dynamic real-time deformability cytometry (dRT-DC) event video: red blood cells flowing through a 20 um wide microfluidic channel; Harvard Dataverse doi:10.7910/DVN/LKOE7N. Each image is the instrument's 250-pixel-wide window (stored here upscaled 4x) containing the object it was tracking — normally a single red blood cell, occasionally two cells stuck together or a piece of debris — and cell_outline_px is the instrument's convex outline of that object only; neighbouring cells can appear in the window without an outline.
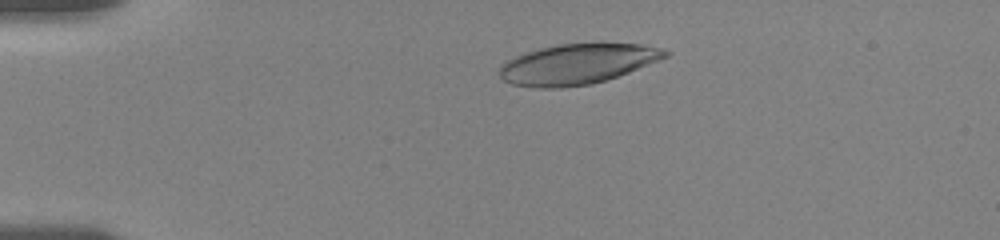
{"species": "human", "species_latin": "Homo sapiens", "temperature_condition": "room temperature", "stored_images_in_passage": 53, "camera_frame_rate_fps": 3000, "um_per_image_px": 0.085, "donor": {"sex": "female"}, "frame": {"image": 1, "passage_image": 9, "time_ms": 2.667, "image_size_px": [1000, 240], "cell_outline_px": [[672, 52], [668, 56], [660, 60], [628, 72], [592, 84], [560, 88], [536, 88], [512, 84], [504, 80], [500, 76], [500, 68], [508, 60], [516, 56], [540, 48], [556, 44], [596, 40], [644, 44], [660, 48]], "centroid_in_image_um": [49.15, 5.39], "position_along_channel_um": 35.9, "area_um2": 39.77}}
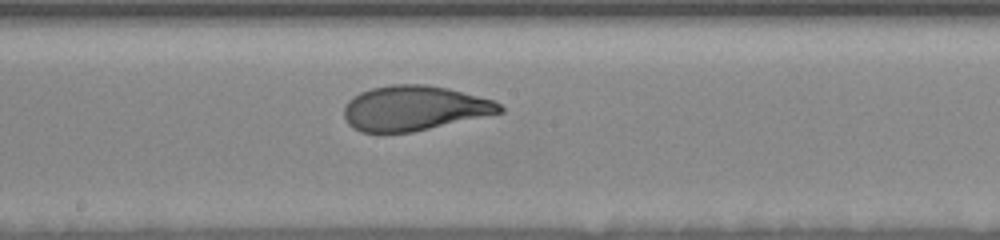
{"frame": {"image": 2, "passage_image": 28, "time_ms": 9.0, "image_size_px": [1000, 240], "cell_outline_px": [[504, 112], [412, 132], [360, 132], [352, 128], [348, 124], [344, 116], [344, 108], [348, 100], [352, 96], [360, 92], [372, 88], [392, 84], [428, 84], [448, 88], [496, 100], [504, 108]], "centroid_in_image_um": [35.21, 9.18], "position_along_channel_um": 213.0, "area_um2": 40.92}}
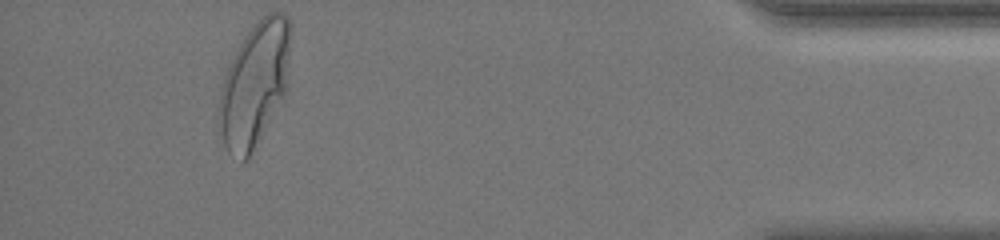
{"frame": {"image": 3, "passage_image": 49, "time_ms": 16.0, "image_size_px": [1000, 240], "cell_outline_px": [[292, 24], [284, 96], [248, 160], [244, 160], [228, 152], [216, 128], [216, 120], [220, 92], [232, 56], [248, 32], [268, 12], [284, 12], [288, 16]], "centroid_in_image_um": [21.61, 7.18], "position_along_channel_um": 413.6, "area_um2": 51.44}, "authors_computed_cell_mechanics": {"area_um2": 41.327, "velocity_mm_per_s": 3.5999, "shape_relaxation_time_tau1_ms": 5.2886, "shape_relaxation_time_tau2_ms": null, "deformation_change_tau1": 0.2363, "deformation_change_tau2": null}}